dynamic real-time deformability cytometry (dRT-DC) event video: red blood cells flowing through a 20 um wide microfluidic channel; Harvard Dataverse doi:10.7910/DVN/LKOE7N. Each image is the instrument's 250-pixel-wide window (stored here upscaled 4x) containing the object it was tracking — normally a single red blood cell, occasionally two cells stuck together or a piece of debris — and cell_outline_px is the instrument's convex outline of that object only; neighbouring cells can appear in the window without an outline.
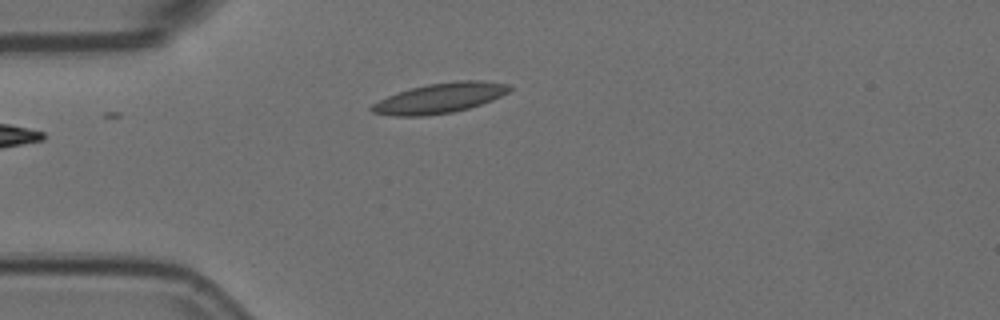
{"species": "Egyptian fruit bat (a non-hibernating species)", "species_latin": "Rousettus aegyptiacus", "temperature_condition": "room temperature", "stored_images_in_passage": 4, "camera_frame_rate_fps": 3000, "um_per_image_px": 0.085, "animal": {"sex": "female"}, "frame": {"image": 1, "passage_image": 4, "time_ms": 1.0, "image_size_px": [1000, 320], "cell_outline_px": [[512, 88], [508, 92], [492, 100], [468, 108], [452, 112], [424, 116], [392, 116], [372, 112], [368, 108], [372, 104], [388, 96], [412, 88], [428, 84], [460, 80], [480, 80], [508, 84]], "centroid_in_image_um": [37.38, 8.34], "position_along_channel_um": 47.6, "area_um2": 23.87}}